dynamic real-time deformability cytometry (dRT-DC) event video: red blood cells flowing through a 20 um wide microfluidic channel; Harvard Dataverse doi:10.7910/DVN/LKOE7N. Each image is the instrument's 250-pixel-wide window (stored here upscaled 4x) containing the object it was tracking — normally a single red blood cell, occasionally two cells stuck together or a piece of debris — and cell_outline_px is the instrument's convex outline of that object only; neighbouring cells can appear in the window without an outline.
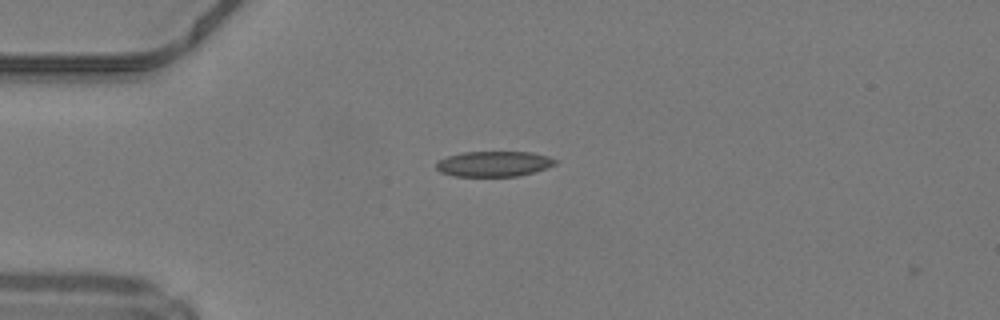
{"species": "common noctule bat (a hibernating species)", "species_latin": "Nyctalus noctula", "temperature_condition": "warm", "stored_images_in_passage": 37, "camera_frame_rate_fps": 3000, "um_per_image_px": 0.085, "animal": {"sex": "male", "body_mass_g": 19.2, "forearm_length_mm": 51.8}, "frame": {"image": 1, "passage_image": 1, "time_ms": 0.0, "image_size_px": [1000, 320], "cell_outline_px": [[556, 164], [532, 172], [516, 176], [452, 176], [440, 172], [436, 168], [436, 164], [440, 160], [448, 156], [464, 152], [532, 152], [548, 156], [556, 160]], "centroid_in_image_um": [41.95, 13.92], "position_along_channel_um": 43.0, "area_um2": 17.4}}
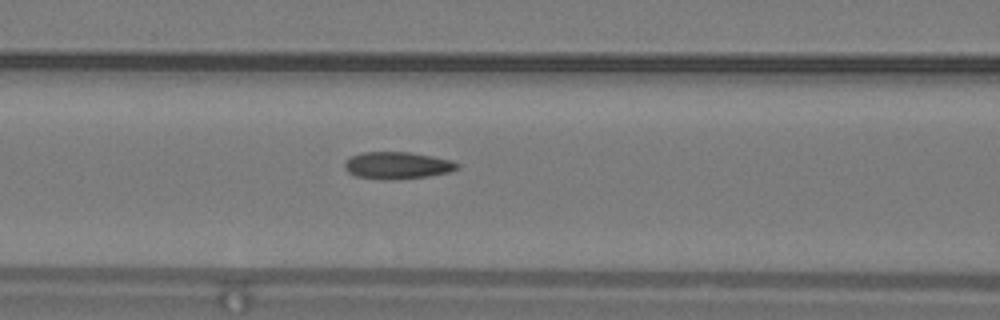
{"frame": {"image": 2, "passage_image": 9, "time_ms": 2.667, "image_size_px": [1000, 320], "cell_outline_px": [[460, 168], [448, 172], [428, 176], [384, 180], [356, 176], [348, 172], [344, 168], [344, 160], [360, 152], [408, 152], [432, 156], [452, 160], [460, 164]], "centroid_in_image_um": [33.76, 14.05], "position_along_channel_um": 132.8, "area_um2": 17.8}}
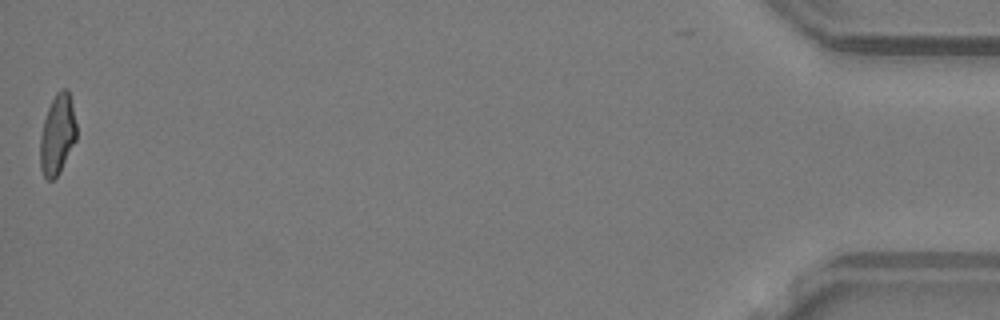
{"frame": {"image": 3, "passage_image": 37, "time_ms": 12.0, "image_size_px": [1000, 320], "cell_outline_px": [[76, 140], [60, 172], [52, 180], [48, 180], [44, 176], [40, 168], [40, 136], [44, 120], [48, 108], [56, 92], [60, 88], [68, 88], [76, 124]], "centroid_in_image_um": [4.87, 11.43], "position_along_channel_um": 430.3, "area_um2": 16.94}, "authors_computed_cell_mechanics": {"area_um2": 17.5712, "velocity_mm_per_s": 4.2544, "shape_relaxation_time_tau1_ms": null, "shape_relaxation_time_tau2_ms": 2.1372, "deformation_change_tau1": null, "deformation_change_tau2": 0.1053}}